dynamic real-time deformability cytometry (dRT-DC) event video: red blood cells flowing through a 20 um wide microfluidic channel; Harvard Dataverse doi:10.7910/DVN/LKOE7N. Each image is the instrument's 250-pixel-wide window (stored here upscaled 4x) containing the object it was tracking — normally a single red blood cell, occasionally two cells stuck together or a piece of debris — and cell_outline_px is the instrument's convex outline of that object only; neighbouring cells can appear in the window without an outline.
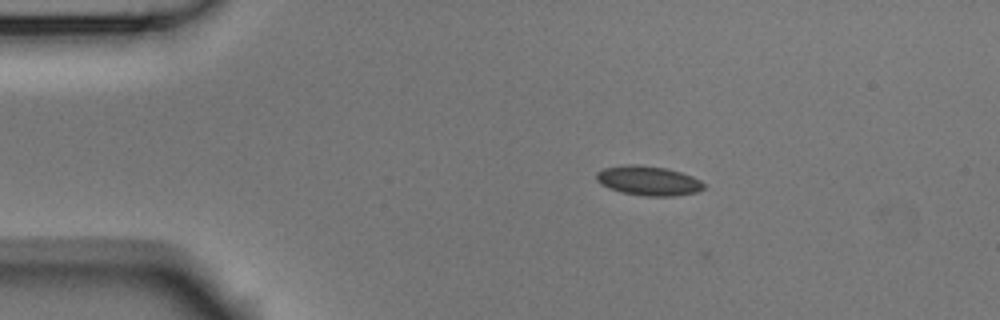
{"species": "Egyptian fruit bat (a non-hibernating species)", "species_latin": "Rousettus aegyptiacus", "temperature_condition": "room temperature", "stored_images_in_passage": 2, "camera_frame_rate_fps": 3000, "um_per_image_px": 0.085, "animal": {"sex": "male"}, "frame": {"image": 1, "passage_image": 1, "time_ms": 0.0, "image_size_px": [1000, 320], "cell_outline_px": [[704, 188], [696, 192], [672, 196], [644, 196], [620, 192], [608, 188], [600, 184], [596, 180], [596, 172], [604, 168], [628, 164], [636, 164], [668, 168], [692, 176], [700, 180], [704, 184]], "centroid_in_image_um": [55.08, 15.36], "position_along_channel_um": 29.9, "area_um2": 18.55}}